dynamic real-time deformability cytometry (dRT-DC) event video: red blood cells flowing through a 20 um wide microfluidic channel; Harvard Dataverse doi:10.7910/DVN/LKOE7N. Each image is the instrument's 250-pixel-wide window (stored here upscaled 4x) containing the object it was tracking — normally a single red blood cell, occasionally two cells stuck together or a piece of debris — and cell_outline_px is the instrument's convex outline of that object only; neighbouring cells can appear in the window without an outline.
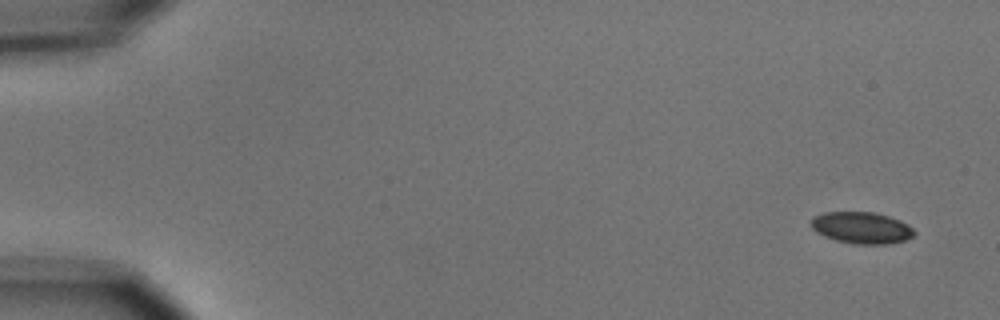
{"species": "common noctule bat (a hibernating species)", "species_latin": "Nyctalus noctula", "temperature_condition": "cold", "stored_images_in_passage": 5, "camera_frame_rate_fps": 3000, "um_per_image_px": 0.085, "animal": {"sex": "male", "body_mass_g": 15.6}, "frame": {"image": 1, "passage_image": 1, "time_ms": 0.0, "image_size_px": [1000, 320], "cell_outline_px": [[916, 232], [912, 236], [904, 240], [888, 244], [856, 244], [836, 240], [824, 236], [816, 232], [812, 228], [812, 216], [824, 212], [876, 212], [900, 220], [908, 224]], "centroid_in_image_um": [73.23, 19.35], "position_along_channel_um": 11.8, "area_um2": 19.02}}
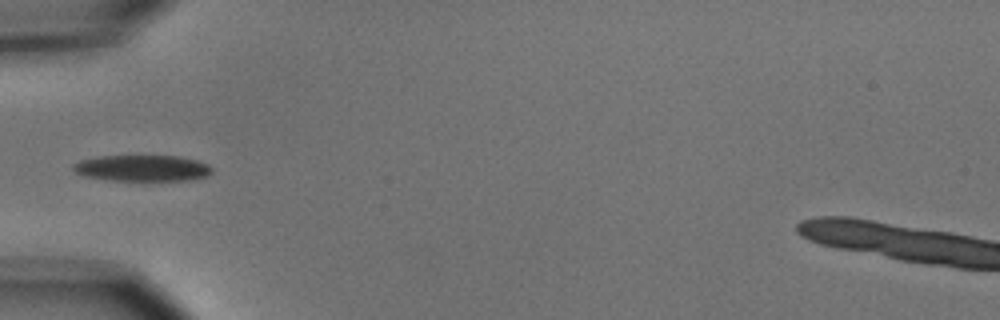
{"frame": {"image": 2, "passage_image": 5, "time_ms": 5.333, "image_size_px": [1000, 320], "cell_outline_px": [[212, 172], [208, 176], [196, 180], [112, 180], [88, 176], [76, 172], [72, 168], [72, 164], [80, 160], [100, 156], [180, 156], [196, 160], [208, 164], [212, 168]], "centroid_in_image_um": [12.16, 14.29], "position_along_channel_um": 72.8, "area_um2": 21.1}}